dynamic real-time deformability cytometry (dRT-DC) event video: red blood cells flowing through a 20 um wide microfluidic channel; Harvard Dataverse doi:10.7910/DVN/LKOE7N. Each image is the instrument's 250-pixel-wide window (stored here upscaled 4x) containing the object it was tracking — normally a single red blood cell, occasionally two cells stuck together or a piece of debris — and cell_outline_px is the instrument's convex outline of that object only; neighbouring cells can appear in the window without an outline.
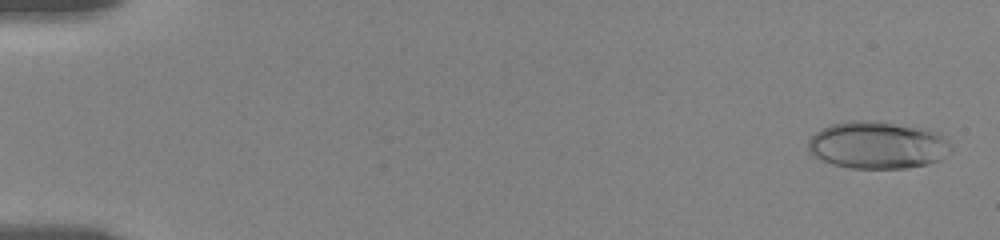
{"species": "human", "species_latin": "Homo sapiens", "temperature_condition": "room temperature", "stored_images_in_passage": 55, "camera_frame_rate_fps": 3000, "um_per_image_px": 0.085, "donor": {"sex": "female"}, "frame": {"image": 1, "passage_image": 1, "time_ms": 0.0, "image_size_px": [1000, 240], "cell_outline_px": [[952, 152], [940, 160], [928, 164], [904, 168], [852, 168], [832, 164], [816, 156], [808, 148], [808, 140], [820, 128], [832, 124], [852, 120], [876, 120], [932, 128], [940, 132], [952, 144]], "centroid_in_image_um": [74.69, 12.3], "position_along_channel_um": 10.3, "area_um2": 40.11}}
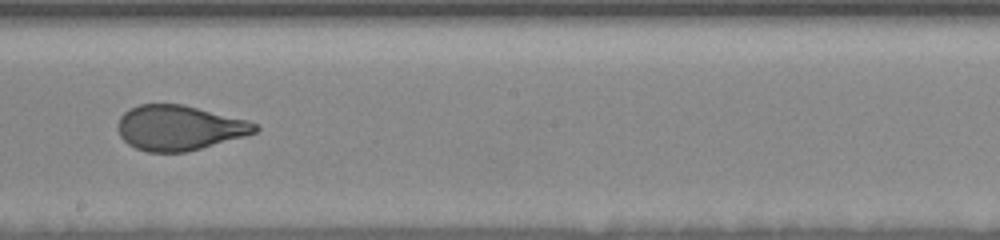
{"frame": {"image": 2, "passage_image": 32, "time_ms": 10.333, "image_size_px": [1000, 240], "cell_outline_px": [[260, 128], [256, 132], [244, 136], [188, 152], [148, 152], [136, 148], [128, 144], [120, 136], [116, 128], [116, 124], [120, 116], [128, 108], [140, 104], [184, 104], [248, 120], [256, 124]], "centroid_in_image_um": [15.2, 10.86], "position_along_channel_um": 233.0, "area_um2": 36.24}}
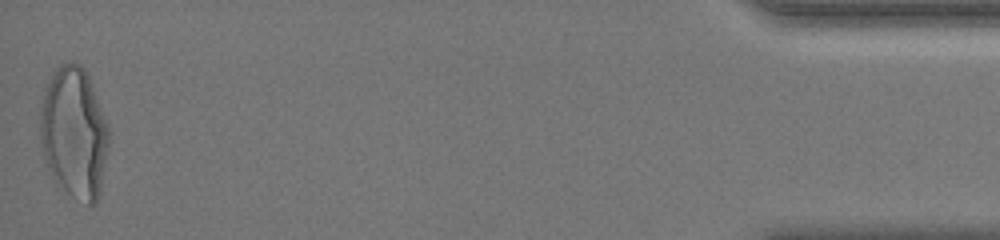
{"frame": {"image": 3, "passage_image": 55, "time_ms": 18.0, "image_size_px": [1000, 240], "cell_outline_px": [[108, 144], [100, 196], [96, 204], [88, 204], [72, 196], [56, 180], [44, 156], [40, 140], [40, 112], [44, 88], [52, 72], [60, 64], [68, 60], [80, 64], [84, 68], [88, 76], [108, 128]], "centroid_in_image_um": [6.29, 11.24], "position_along_channel_um": 428.9, "area_um2": 51.96}, "authors_computed_cell_mechanics": {"area_um2": 37.8012, "velocity_mm_per_s": 3.6188, "shape_relaxation_time_tau1_ms": 6.9336, "shape_relaxation_time_tau2_ms": null, "deformation_change_tau1": 0.2126, "deformation_change_tau2": null}}